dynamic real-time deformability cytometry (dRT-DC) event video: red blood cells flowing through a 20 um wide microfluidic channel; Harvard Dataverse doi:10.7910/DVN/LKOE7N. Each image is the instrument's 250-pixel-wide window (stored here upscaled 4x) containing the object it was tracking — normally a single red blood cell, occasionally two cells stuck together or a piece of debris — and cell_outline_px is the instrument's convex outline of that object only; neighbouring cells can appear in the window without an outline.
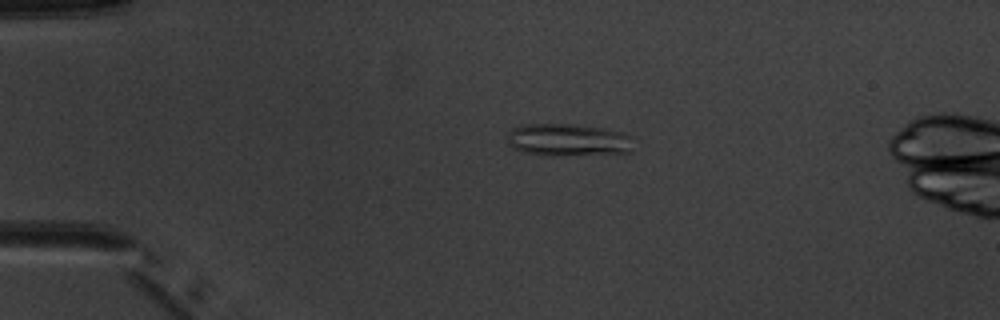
{"species": "common noctule bat (a hibernating species)", "species_latin": "Nyctalus noctula", "temperature_condition": "warm", "stored_images_in_passage": 6, "camera_frame_rate_fps": 3000, "um_per_image_px": 0.085, "animal": {"sex": "male", "body_mass_g": 20.1, "forearm_length_mm": 53.5}, "frame": {"image": 1, "passage_image": 4, "time_ms": 3.667, "image_size_px": [1000, 320], "cell_outline_px": [[636, 136], [632, 152], [560, 156], [552, 156], [524, 152], [512, 148], [508, 144], [508, 132], [512, 128], [520, 124], [580, 124], [604, 128]], "centroid_in_image_um": [48.34, 11.89], "position_along_channel_um": 36.7, "area_um2": 24.51}}